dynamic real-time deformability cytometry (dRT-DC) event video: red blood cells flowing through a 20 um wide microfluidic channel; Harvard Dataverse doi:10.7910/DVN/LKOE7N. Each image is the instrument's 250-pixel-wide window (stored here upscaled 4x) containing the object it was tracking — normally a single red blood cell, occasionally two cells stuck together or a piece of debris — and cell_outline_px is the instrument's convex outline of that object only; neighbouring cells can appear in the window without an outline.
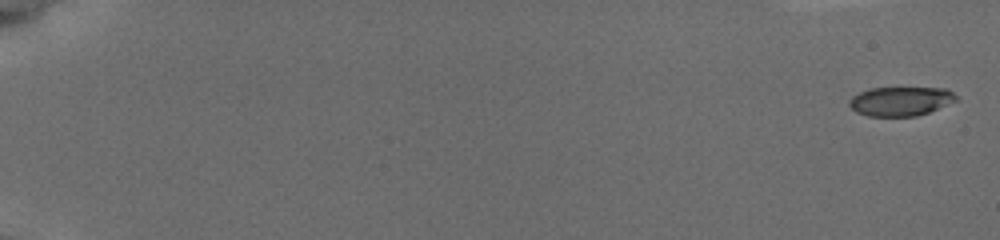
{"species": "common noctule bat (a hibernating species)", "species_latin": "Nyctalus noctula", "temperature_condition": "cold", "stored_images_in_passage": 7, "camera_frame_rate_fps": 3000, "um_per_image_px": 0.085, "animal": {"sex": "female", "body_mass_g": 19.5, "forearm_length_mm": 54.1}, "frame": {"image": 1, "passage_image": 1, "time_ms": 0.0, "image_size_px": [1000, 240], "cell_outline_px": [[956, 100], [928, 112], [916, 116], [868, 116], [856, 112], [848, 104], [848, 100], [852, 96], [860, 92], [872, 88], [944, 88], [952, 92], [956, 96]], "centroid_in_image_um": [76.5, 8.6], "position_along_channel_um": 8.5, "area_um2": 17.92}}